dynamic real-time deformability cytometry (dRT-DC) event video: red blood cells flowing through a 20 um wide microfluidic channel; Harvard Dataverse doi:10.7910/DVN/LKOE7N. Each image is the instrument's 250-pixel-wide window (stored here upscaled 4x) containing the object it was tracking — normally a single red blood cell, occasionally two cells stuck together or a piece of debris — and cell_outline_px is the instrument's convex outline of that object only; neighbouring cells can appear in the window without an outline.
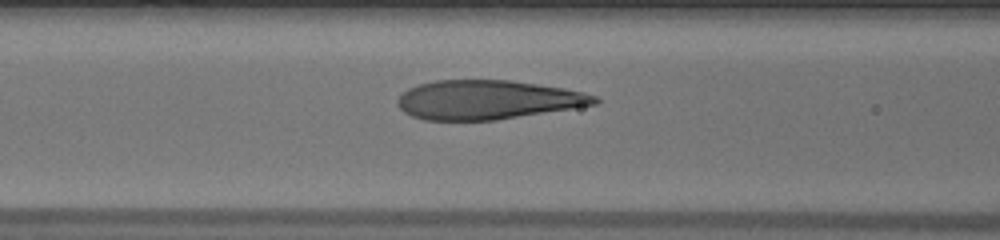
{"species": "human", "species_latin": "Homo sapiens", "temperature_condition": "warm", "stored_images_in_passage": 27, "camera_frame_rate_fps": 3000, "um_per_image_px": 0.085, "donor": {"sex": "male"}, "frame": {"image": 1, "passage_image": 6, "time_ms": 1.667, "image_size_px": [1000, 240], "cell_outline_px": [[600, 100], [596, 104], [572, 108], [496, 120], [424, 120], [412, 116], [404, 112], [396, 104], [396, 100], [408, 88], [416, 84], [436, 80], [508, 80], [564, 88], [584, 92], [596, 96]], "centroid_in_image_um": [41.4, 8.48], "position_along_channel_um": 125.2, "area_um2": 44.85}}
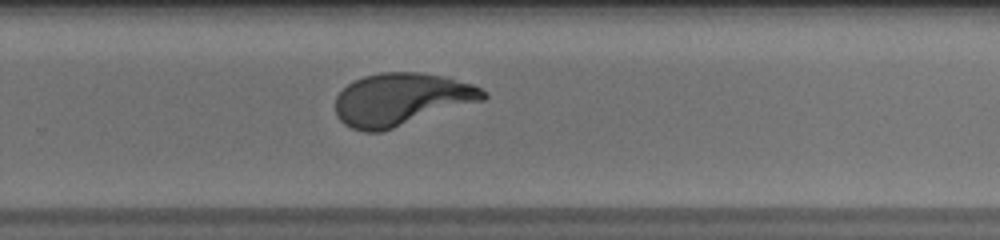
{"frame": {"image": 2, "passage_image": 19, "time_ms": 6.0, "image_size_px": [1000, 240], "cell_outline_px": [[488, 96], [484, 100], [380, 132], [364, 132], [352, 128], [344, 124], [336, 116], [336, 96], [348, 84], [364, 76], [380, 72], [420, 72], [440, 76], [472, 84], [488, 92]], "centroid_in_image_um": [34.1, 8.45], "position_along_channel_um": 295.7, "area_um2": 44.97}}
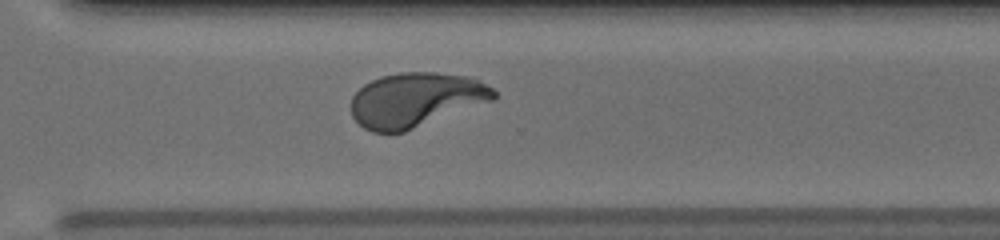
{"frame": {"image": 3, "passage_image": 22, "time_ms": 7.0, "image_size_px": [1000, 240], "cell_outline_px": [[496, 96], [492, 100], [404, 132], [372, 132], [364, 128], [352, 116], [352, 96], [364, 84], [380, 76], [400, 72], [432, 72], [464, 76], [476, 80], [492, 88], [496, 92]], "centroid_in_image_um": [35.29, 8.48], "position_along_channel_um": 335.3, "area_um2": 44.62}}